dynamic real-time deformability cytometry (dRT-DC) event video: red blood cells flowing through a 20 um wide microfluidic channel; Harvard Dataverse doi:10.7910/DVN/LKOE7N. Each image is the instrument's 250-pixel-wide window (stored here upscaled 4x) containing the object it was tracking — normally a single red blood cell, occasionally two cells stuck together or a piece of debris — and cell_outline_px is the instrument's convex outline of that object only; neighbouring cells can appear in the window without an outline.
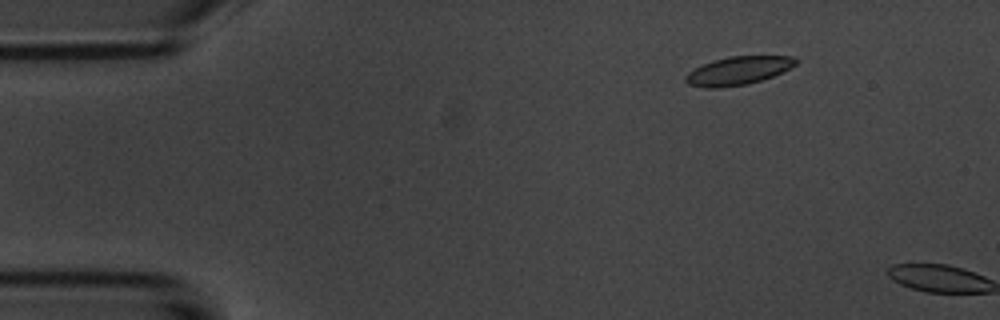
{"species": "common noctule bat (a hibernating species)", "species_latin": "Nyctalus noctula", "temperature_condition": "room temperature", "stored_images_in_passage": 3, "camera_frame_rate_fps": 3000, "um_per_image_px": 0.085, "animal": {"sex": "male", "body_mass_g": 20.1, "forearm_length_mm": 53.5}, "frame": {"image": 1, "passage_image": 2, "time_ms": 2.0, "image_size_px": [1000, 320], "cell_outline_px": [[800, 60], [796, 64], [772, 76], [748, 84], [720, 88], [704, 88], [688, 84], [684, 80], [684, 76], [688, 72], [712, 60], [728, 56], [796, 56]], "centroid_in_image_um": [62.72, 6.0], "position_along_channel_um": 22.3, "area_um2": 18.21}}